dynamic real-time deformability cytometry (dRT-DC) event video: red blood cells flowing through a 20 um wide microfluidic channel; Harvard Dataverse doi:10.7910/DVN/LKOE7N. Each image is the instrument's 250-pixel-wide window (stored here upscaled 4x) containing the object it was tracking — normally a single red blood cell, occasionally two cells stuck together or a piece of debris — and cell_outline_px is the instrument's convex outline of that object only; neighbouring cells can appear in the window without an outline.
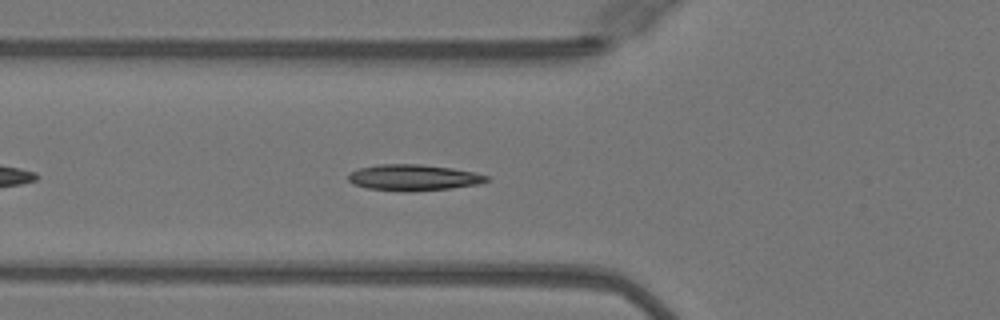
{"species": "Egyptian fruit bat (a non-hibernating species)", "species_latin": "Rousettus aegyptiacus", "temperature_condition": "warm", "stored_images_in_passage": 25, "camera_frame_rate_fps": 3000, "um_per_image_px": 0.085, "animal": {"sex": "female"}, "frame": {"image": 1, "passage_image": 6, "time_ms": 1.667, "image_size_px": [1000, 320], "cell_outline_px": [[488, 180], [476, 184], [448, 188], [368, 188], [352, 184], [348, 180], [348, 172], [360, 168], [380, 164], [420, 164], [452, 168], [472, 172], [488, 176]], "centroid_in_image_um": [35.09, 15.03], "position_along_channel_um": 90.7, "area_um2": 19.65}}
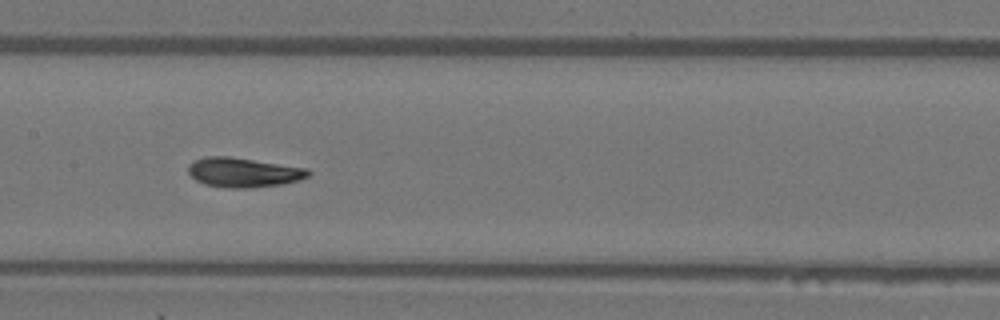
{"frame": {"image": 2, "passage_image": 13, "time_ms": 4.0, "image_size_px": [1000, 320], "cell_outline_px": [[312, 172], [308, 176], [300, 180], [280, 184], [248, 188], [228, 188], [204, 184], [196, 180], [188, 172], [188, 164], [192, 160], [204, 156], [228, 156], [308, 168]], "centroid_in_image_um": [20.67, 14.64], "position_along_channel_um": 186.7, "area_um2": 20.75}}
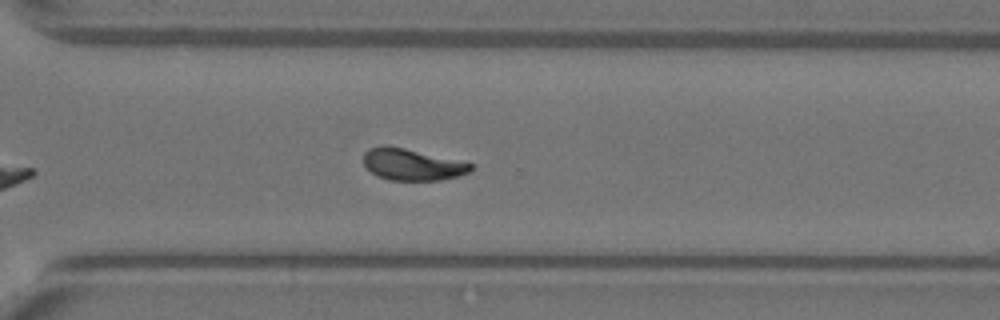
{"frame": {"image": 3, "passage_image": 24, "time_ms": 7.667, "image_size_px": [1000, 320], "cell_outline_px": [[476, 164], [472, 172], [460, 176], [440, 180], [388, 180], [376, 176], [364, 164], [364, 152], [368, 148], [380, 144], [388, 144], [468, 160]], "centroid_in_image_um": [35.15, 13.95], "position_along_channel_um": 335.5, "area_um2": 20.92}}